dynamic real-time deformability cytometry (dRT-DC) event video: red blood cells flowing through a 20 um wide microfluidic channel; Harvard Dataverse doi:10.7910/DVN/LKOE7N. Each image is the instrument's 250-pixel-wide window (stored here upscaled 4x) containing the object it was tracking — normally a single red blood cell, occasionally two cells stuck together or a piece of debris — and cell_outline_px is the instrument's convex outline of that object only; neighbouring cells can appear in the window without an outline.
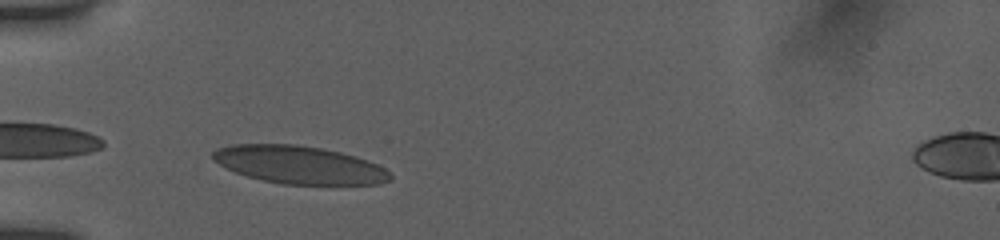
{"species": "human", "species_latin": "Homo sapiens", "temperature_condition": "room temperature", "stored_images_in_passage": 22, "camera_frame_rate_fps": 3000, "um_per_image_px": 0.085, "donor": {"sex": "female"}, "frame": {"image": 1, "passage_image": 1, "time_ms": 0.0, "image_size_px": [1000, 240], "cell_outline_px": [[392, 180], [380, 184], [284, 184], [260, 180], [224, 168], [212, 160], [212, 152], [216, 148], [232, 144], [296, 144], [320, 148], [340, 152], [356, 156], [368, 160], [384, 168], [392, 176]], "centroid_in_image_um": [25.4, 14.0], "position_along_channel_um": 59.6, "area_um2": 39.25}}
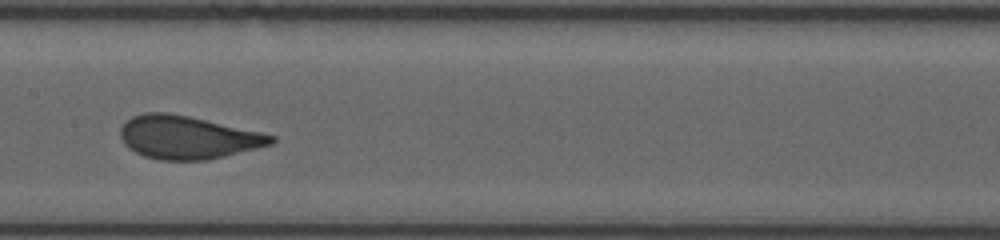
{"frame": {"image": 2, "passage_image": 12, "time_ms": 3.667, "image_size_px": [1000, 240], "cell_outline_px": [[276, 140], [272, 144], [208, 160], [160, 160], [144, 156], [128, 148], [124, 144], [120, 136], [120, 128], [132, 116], [144, 112], [168, 112], [188, 116], [260, 132], [276, 136]], "centroid_in_image_um": [15.92, 11.68], "position_along_channel_um": 191.5, "area_um2": 37.63}}
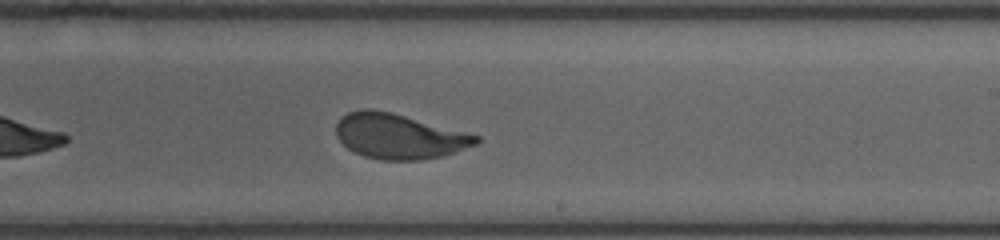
{"frame": {"image": 3, "passage_image": 17, "time_ms": 5.333, "image_size_px": [1000, 240], "cell_outline_px": [[480, 140], [476, 144], [444, 156], [424, 160], [380, 160], [364, 156], [348, 148], [336, 136], [336, 124], [348, 112], [360, 108], [368, 108], [392, 112], [480, 136]], "centroid_in_image_um": [33.91, 11.58], "position_along_channel_um": 255.1, "area_um2": 36.7}}